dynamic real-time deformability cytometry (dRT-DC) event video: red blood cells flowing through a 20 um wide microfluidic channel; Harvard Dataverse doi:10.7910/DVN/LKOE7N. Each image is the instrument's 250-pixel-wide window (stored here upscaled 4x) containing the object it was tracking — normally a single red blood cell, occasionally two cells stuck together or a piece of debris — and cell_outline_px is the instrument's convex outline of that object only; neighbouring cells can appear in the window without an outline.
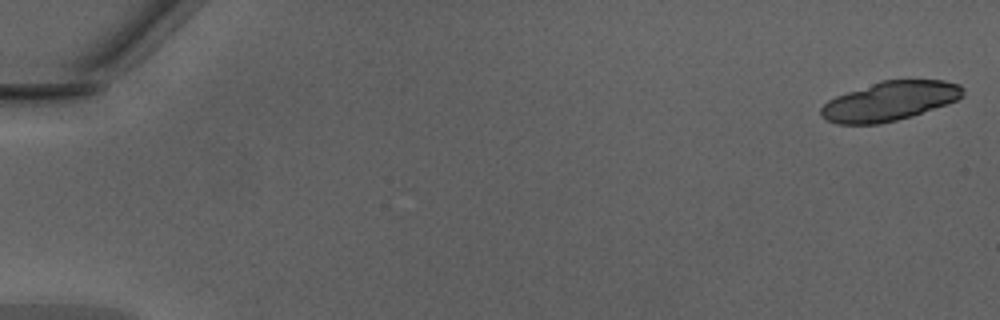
{"species": "Egyptian fruit bat (a non-hibernating species)", "species_latin": "Rousettus aegyptiacus", "temperature_condition": "warm", "stored_images_in_passage": 19, "camera_frame_rate_fps": 3000, "um_per_image_px": 0.085, "animal": {"sex": "male"}, "frame": {"image": 1, "passage_image": 1, "time_ms": 0.0, "image_size_px": [1000, 320], "cell_outline_px": [[964, 96], [948, 104], [912, 116], [880, 124], [836, 124], [824, 120], [820, 116], [820, 108], [828, 100], [836, 96], [880, 80], [944, 80], [960, 84], [964, 88]], "centroid_in_image_um": [75.62, 8.6], "position_along_channel_um": 9.4, "area_um2": 32.71}}